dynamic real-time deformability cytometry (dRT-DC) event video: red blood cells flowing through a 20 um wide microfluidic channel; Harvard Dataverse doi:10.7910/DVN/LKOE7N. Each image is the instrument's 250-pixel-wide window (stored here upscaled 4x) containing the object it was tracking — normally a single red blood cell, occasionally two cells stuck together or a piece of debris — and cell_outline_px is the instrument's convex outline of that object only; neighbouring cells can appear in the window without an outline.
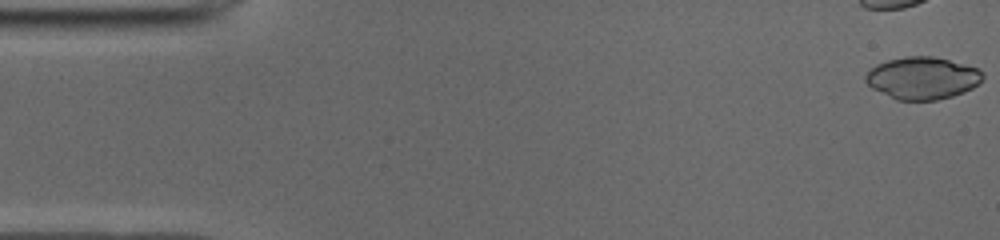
{"species": "common noctule bat (a hibernating species)", "species_latin": "Nyctalus noctula", "temperature_condition": "cold", "stored_images_in_passage": 44, "camera_frame_rate_fps": 3000, "um_per_image_px": 0.085, "animal": {"sex": "male", "body_mass_g": 19.0, "forearm_length_mm": 50.8}, "frame": {"image": 1, "passage_image": 1, "time_ms": 0.0, "image_size_px": [1000, 240], "cell_outline_px": [[984, 76], [972, 88], [964, 92], [952, 96], [936, 100], [896, 100], [872, 88], [864, 80], [864, 76], [876, 64], [888, 60], [908, 56], [932, 56], [948, 60], [976, 68]], "centroid_in_image_um": [78.36, 6.64], "position_along_channel_um": 6.6, "area_um2": 28.5}}